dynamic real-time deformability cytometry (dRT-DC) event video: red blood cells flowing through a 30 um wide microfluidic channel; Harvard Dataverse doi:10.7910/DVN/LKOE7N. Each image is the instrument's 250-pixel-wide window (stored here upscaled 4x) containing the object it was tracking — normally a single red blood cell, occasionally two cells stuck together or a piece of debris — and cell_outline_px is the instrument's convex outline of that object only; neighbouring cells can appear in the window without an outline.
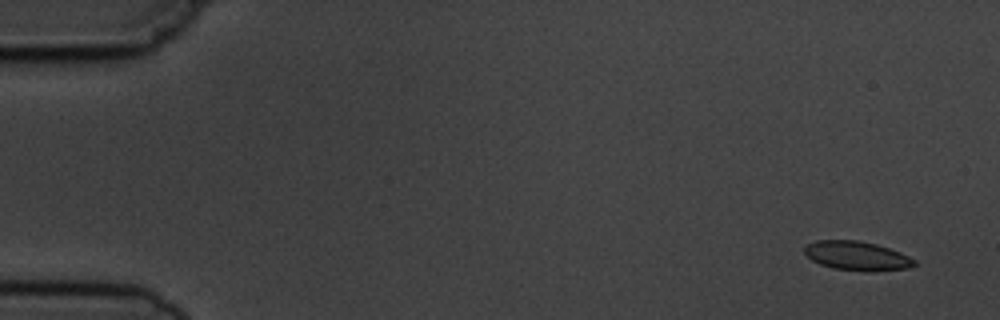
{"species": "common noctule bat (a hibernating species)", "species_latin": "Nyctalus noctula", "temperature_condition": "cold", "stored_images_in_passage": 4, "camera_frame_rate_fps": 3000, "um_per_image_px": 0.085, "animal": {"sex": "male", "body_mass_g": 19.5, "forearm_length_mm": 54.6}, "frame": {"image": 1, "passage_image": 1, "time_ms": 0.0, "image_size_px": [1000, 320], "cell_outline_px": [[916, 264], [908, 268], [832, 268], [820, 264], [812, 260], [804, 252], [804, 248], [808, 244], [816, 240], [860, 240], [876, 244], [900, 252], [916, 260]], "centroid_in_image_um": [72.78, 21.68], "position_along_channel_um": 12.2, "area_um2": 17.57}}